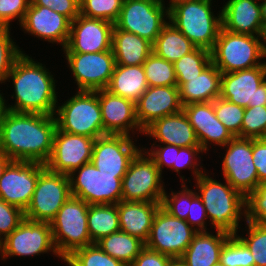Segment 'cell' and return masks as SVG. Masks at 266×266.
Masks as SVG:
<instances>
[{
    "label": "cell",
    "instance_id": "cell-1",
    "mask_svg": "<svg viewBox=\"0 0 266 266\" xmlns=\"http://www.w3.org/2000/svg\"><path fill=\"white\" fill-rule=\"evenodd\" d=\"M56 128L54 115L5 110L0 122V151L13 161L45 164Z\"/></svg>",
    "mask_w": 266,
    "mask_h": 266
},
{
    "label": "cell",
    "instance_id": "cell-2",
    "mask_svg": "<svg viewBox=\"0 0 266 266\" xmlns=\"http://www.w3.org/2000/svg\"><path fill=\"white\" fill-rule=\"evenodd\" d=\"M22 53L14 62L5 82L12 80L14 104L5 110L20 113L55 115L58 103L57 81L46 65ZM8 104V105H7Z\"/></svg>",
    "mask_w": 266,
    "mask_h": 266
},
{
    "label": "cell",
    "instance_id": "cell-3",
    "mask_svg": "<svg viewBox=\"0 0 266 266\" xmlns=\"http://www.w3.org/2000/svg\"><path fill=\"white\" fill-rule=\"evenodd\" d=\"M206 171L195 180V190L205 206L206 214L215 231L236 235L241 219H246V198L235 190L226 179L224 183ZM240 225V226H239Z\"/></svg>",
    "mask_w": 266,
    "mask_h": 266
},
{
    "label": "cell",
    "instance_id": "cell-4",
    "mask_svg": "<svg viewBox=\"0 0 266 266\" xmlns=\"http://www.w3.org/2000/svg\"><path fill=\"white\" fill-rule=\"evenodd\" d=\"M213 0H191L168 11V21L195 46L211 50L222 27L221 10L215 16Z\"/></svg>",
    "mask_w": 266,
    "mask_h": 266
},
{
    "label": "cell",
    "instance_id": "cell-5",
    "mask_svg": "<svg viewBox=\"0 0 266 266\" xmlns=\"http://www.w3.org/2000/svg\"><path fill=\"white\" fill-rule=\"evenodd\" d=\"M75 92L64 103H57L54 115L57 128L66 133L94 139L105 135L98 90Z\"/></svg>",
    "mask_w": 266,
    "mask_h": 266
},
{
    "label": "cell",
    "instance_id": "cell-6",
    "mask_svg": "<svg viewBox=\"0 0 266 266\" xmlns=\"http://www.w3.org/2000/svg\"><path fill=\"white\" fill-rule=\"evenodd\" d=\"M88 209L89 204L71 196L50 222L55 248L63 260L76 249L94 244L88 231Z\"/></svg>",
    "mask_w": 266,
    "mask_h": 266
},
{
    "label": "cell",
    "instance_id": "cell-7",
    "mask_svg": "<svg viewBox=\"0 0 266 266\" xmlns=\"http://www.w3.org/2000/svg\"><path fill=\"white\" fill-rule=\"evenodd\" d=\"M262 54L258 36L232 33L222 27L210 50L211 62L221 73L260 66Z\"/></svg>",
    "mask_w": 266,
    "mask_h": 266
},
{
    "label": "cell",
    "instance_id": "cell-8",
    "mask_svg": "<svg viewBox=\"0 0 266 266\" xmlns=\"http://www.w3.org/2000/svg\"><path fill=\"white\" fill-rule=\"evenodd\" d=\"M163 176L154 160L141 149L122 178L123 201L162 202L165 192Z\"/></svg>",
    "mask_w": 266,
    "mask_h": 266
},
{
    "label": "cell",
    "instance_id": "cell-9",
    "mask_svg": "<svg viewBox=\"0 0 266 266\" xmlns=\"http://www.w3.org/2000/svg\"><path fill=\"white\" fill-rule=\"evenodd\" d=\"M164 0H124L114 28L133 33L152 44L168 22Z\"/></svg>",
    "mask_w": 266,
    "mask_h": 266
},
{
    "label": "cell",
    "instance_id": "cell-10",
    "mask_svg": "<svg viewBox=\"0 0 266 266\" xmlns=\"http://www.w3.org/2000/svg\"><path fill=\"white\" fill-rule=\"evenodd\" d=\"M71 194L94 204H118L122 197V180L116 174L102 173L92 162L68 175Z\"/></svg>",
    "mask_w": 266,
    "mask_h": 266
},
{
    "label": "cell",
    "instance_id": "cell-11",
    "mask_svg": "<svg viewBox=\"0 0 266 266\" xmlns=\"http://www.w3.org/2000/svg\"><path fill=\"white\" fill-rule=\"evenodd\" d=\"M49 252L63 260L55 248L50 223L27 218L0 243V258L3 261L8 257H35Z\"/></svg>",
    "mask_w": 266,
    "mask_h": 266
},
{
    "label": "cell",
    "instance_id": "cell-12",
    "mask_svg": "<svg viewBox=\"0 0 266 266\" xmlns=\"http://www.w3.org/2000/svg\"><path fill=\"white\" fill-rule=\"evenodd\" d=\"M71 196L69 176L45 168L39 174L25 218L50 223Z\"/></svg>",
    "mask_w": 266,
    "mask_h": 266
},
{
    "label": "cell",
    "instance_id": "cell-13",
    "mask_svg": "<svg viewBox=\"0 0 266 266\" xmlns=\"http://www.w3.org/2000/svg\"><path fill=\"white\" fill-rule=\"evenodd\" d=\"M223 178L245 198L256 190L259 181L252 158V138L234 137L222 147Z\"/></svg>",
    "mask_w": 266,
    "mask_h": 266
},
{
    "label": "cell",
    "instance_id": "cell-14",
    "mask_svg": "<svg viewBox=\"0 0 266 266\" xmlns=\"http://www.w3.org/2000/svg\"><path fill=\"white\" fill-rule=\"evenodd\" d=\"M196 233L186 220L173 217L160 207L155 214L145 247L173 259L180 258Z\"/></svg>",
    "mask_w": 266,
    "mask_h": 266
},
{
    "label": "cell",
    "instance_id": "cell-15",
    "mask_svg": "<svg viewBox=\"0 0 266 266\" xmlns=\"http://www.w3.org/2000/svg\"><path fill=\"white\" fill-rule=\"evenodd\" d=\"M64 55L77 91L106 89L116 64L112 49L99 53L64 52Z\"/></svg>",
    "mask_w": 266,
    "mask_h": 266
},
{
    "label": "cell",
    "instance_id": "cell-16",
    "mask_svg": "<svg viewBox=\"0 0 266 266\" xmlns=\"http://www.w3.org/2000/svg\"><path fill=\"white\" fill-rule=\"evenodd\" d=\"M134 140V141H133ZM137 139L126 135L106 134L95 139L91 162L102 173L116 174L122 180L129 164L143 148Z\"/></svg>",
    "mask_w": 266,
    "mask_h": 266
},
{
    "label": "cell",
    "instance_id": "cell-17",
    "mask_svg": "<svg viewBox=\"0 0 266 266\" xmlns=\"http://www.w3.org/2000/svg\"><path fill=\"white\" fill-rule=\"evenodd\" d=\"M220 97L244 108L266 106V82L261 65L222 73Z\"/></svg>",
    "mask_w": 266,
    "mask_h": 266
},
{
    "label": "cell",
    "instance_id": "cell-18",
    "mask_svg": "<svg viewBox=\"0 0 266 266\" xmlns=\"http://www.w3.org/2000/svg\"><path fill=\"white\" fill-rule=\"evenodd\" d=\"M45 164L30 161H12L0 178V199L24 212L29 206L39 174Z\"/></svg>",
    "mask_w": 266,
    "mask_h": 266
},
{
    "label": "cell",
    "instance_id": "cell-19",
    "mask_svg": "<svg viewBox=\"0 0 266 266\" xmlns=\"http://www.w3.org/2000/svg\"><path fill=\"white\" fill-rule=\"evenodd\" d=\"M94 142V138L66 133L56 128L52 152L45 167L55 173L71 174L91 162Z\"/></svg>",
    "mask_w": 266,
    "mask_h": 266
},
{
    "label": "cell",
    "instance_id": "cell-20",
    "mask_svg": "<svg viewBox=\"0 0 266 266\" xmlns=\"http://www.w3.org/2000/svg\"><path fill=\"white\" fill-rule=\"evenodd\" d=\"M114 24L79 14L71 21V29L63 52L99 53L112 48Z\"/></svg>",
    "mask_w": 266,
    "mask_h": 266
},
{
    "label": "cell",
    "instance_id": "cell-21",
    "mask_svg": "<svg viewBox=\"0 0 266 266\" xmlns=\"http://www.w3.org/2000/svg\"><path fill=\"white\" fill-rule=\"evenodd\" d=\"M19 26L24 33L52 44H60L63 49L69 38L71 20L53 9L30 3Z\"/></svg>",
    "mask_w": 266,
    "mask_h": 266
},
{
    "label": "cell",
    "instance_id": "cell-22",
    "mask_svg": "<svg viewBox=\"0 0 266 266\" xmlns=\"http://www.w3.org/2000/svg\"><path fill=\"white\" fill-rule=\"evenodd\" d=\"M98 98L105 135L135 137L136 132L137 134H144L136 117V103L112 94L106 89L98 90ZM130 133H132V136Z\"/></svg>",
    "mask_w": 266,
    "mask_h": 266
},
{
    "label": "cell",
    "instance_id": "cell-23",
    "mask_svg": "<svg viewBox=\"0 0 266 266\" xmlns=\"http://www.w3.org/2000/svg\"><path fill=\"white\" fill-rule=\"evenodd\" d=\"M193 126L202 150L207 153L210 145L225 146L234 136L216 117L213 102L192 103L182 109Z\"/></svg>",
    "mask_w": 266,
    "mask_h": 266
},
{
    "label": "cell",
    "instance_id": "cell-24",
    "mask_svg": "<svg viewBox=\"0 0 266 266\" xmlns=\"http://www.w3.org/2000/svg\"><path fill=\"white\" fill-rule=\"evenodd\" d=\"M182 109L178 86L148 87L136 102V117L144 131L154 121Z\"/></svg>",
    "mask_w": 266,
    "mask_h": 266
},
{
    "label": "cell",
    "instance_id": "cell-25",
    "mask_svg": "<svg viewBox=\"0 0 266 266\" xmlns=\"http://www.w3.org/2000/svg\"><path fill=\"white\" fill-rule=\"evenodd\" d=\"M144 136L154 139L153 144H171L179 147L200 146L195 130L184 111L164 116L144 130Z\"/></svg>",
    "mask_w": 266,
    "mask_h": 266
},
{
    "label": "cell",
    "instance_id": "cell-26",
    "mask_svg": "<svg viewBox=\"0 0 266 266\" xmlns=\"http://www.w3.org/2000/svg\"><path fill=\"white\" fill-rule=\"evenodd\" d=\"M222 28L237 34L258 36L262 27L259 0H228L221 9Z\"/></svg>",
    "mask_w": 266,
    "mask_h": 266
},
{
    "label": "cell",
    "instance_id": "cell-27",
    "mask_svg": "<svg viewBox=\"0 0 266 266\" xmlns=\"http://www.w3.org/2000/svg\"><path fill=\"white\" fill-rule=\"evenodd\" d=\"M161 202L123 201L117 204L120 231L147 241Z\"/></svg>",
    "mask_w": 266,
    "mask_h": 266
},
{
    "label": "cell",
    "instance_id": "cell-28",
    "mask_svg": "<svg viewBox=\"0 0 266 266\" xmlns=\"http://www.w3.org/2000/svg\"><path fill=\"white\" fill-rule=\"evenodd\" d=\"M221 78V71L212 62L200 75L186 78V82L179 86L182 105L213 102L220 97Z\"/></svg>",
    "mask_w": 266,
    "mask_h": 266
},
{
    "label": "cell",
    "instance_id": "cell-29",
    "mask_svg": "<svg viewBox=\"0 0 266 266\" xmlns=\"http://www.w3.org/2000/svg\"><path fill=\"white\" fill-rule=\"evenodd\" d=\"M230 236L221 231L197 232L180 260L185 266H213L219 263L221 249Z\"/></svg>",
    "mask_w": 266,
    "mask_h": 266
},
{
    "label": "cell",
    "instance_id": "cell-30",
    "mask_svg": "<svg viewBox=\"0 0 266 266\" xmlns=\"http://www.w3.org/2000/svg\"><path fill=\"white\" fill-rule=\"evenodd\" d=\"M111 49L115 63L124 66L143 65L153 52L152 43L147 39L119 28L113 29Z\"/></svg>",
    "mask_w": 266,
    "mask_h": 266
},
{
    "label": "cell",
    "instance_id": "cell-31",
    "mask_svg": "<svg viewBox=\"0 0 266 266\" xmlns=\"http://www.w3.org/2000/svg\"><path fill=\"white\" fill-rule=\"evenodd\" d=\"M148 87L143 65L124 66L115 64L106 90L136 103Z\"/></svg>",
    "mask_w": 266,
    "mask_h": 266
},
{
    "label": "cell",
    "instance_id": "cell-32",
    "mask_svg": "<svg viewBox=\"0 0 266 266\" xmlns=\"http://www.w3.org/2000/svg\"><path fill=\"white\" fill-rule=\"evenodd\" d=\"M197 48L169 21L152 44V51L159 57L174 63Z\"/></svg>",
    "mask_w": 266,
    "mask_h": 266
},
{
    "label": "cell",
    "instance_id": "cell-33",
    "mask_svg": "<svg viewBox=\"0 0 266 266\" xmlns=\"http://www.w3.org/2000/svg\"><path fill=\"white\" fill-rule=\"evenodd\" d=\"M96 244L106 254L121 261L126 266H131L135 258L145 247V243L139 238L120 230L102 237Z\"/></svg>",
    "mask_w": 266,
    "mask_h": 266
},
{
    "label": "cell",
    "instance_id": "cell-34",
    "mask_svg": "<svg viewBox=\"0 0 266 266\" xmlns=\"http://www.w3.org/2000/svg\"><path fill=\"white\" fill-rule=\"evenodd\" d=\"M87 225L93 243L120 230L117 204L89 205Z\"/></svg>",
    "mask_w": 266,
    "mask_h": 266
},
{
    "label": "cell",
    "instance_id": "cell-35",
    "mask_svg": "<svg viewBox=\"0 0 266 266\" xmlns=\"http://www.w3.org/2000/svg\"><path fill=\"white\" fill-rule=\"evenodd\" d=\"M211 63L210 50L197 47L194 51L184 55L173 63L177 77V86L186 82V78H193Z\"/></svg>",
    "mask_w": 266,
    "mask_h": 266
},
{
    "label": "cell",
    "instance_id": "cell-36",
    "mask_svg": "<svg viewBox=\"0 0 266 266\" xmlns=\"http://www.w3.org/2000/svg\"><path fill=\"white\" fill-rule=\"evenodd\" d=\"M149 87L177 86L174 65L152 52L143 63Z\"/></svg>",
    "mask_w": 266,
    "mask_h": 266
},
{
    "label": "cell",
    "instance_id": "cell-37",
    "mask_svg": "<svg viewBox=\"0 0 266 266\" xmlns=\"http://www.w3.org/2000/svg\"><path fill=\"white\" fill-rule=\"evenodd\" d=\"M63 262L68 266H126L106 254L96 243L76 249Z\"/></svg>",
    "mask_w": 266,
    "mask_h": 266
},
{
    "label": "cell",
    "instance_id": "cell-38",
    "mask_svg": "<svg viewBox=\"0 0 266 266\" xmlns=\"http://www.w3.org/2000/svg\"><path fill=\"white\" fill-rule=\"evenodd\" d=\"M246 222V236L236 233V236L248 247L255 261V266H266V227H261L252 221ZM248 227V228H247Z\"/></svg>",
    "mask_w": 266,
    "mask_h": 266
},
{
    "label": "cell",
    "instance_id": "cell-39",
    "mask_svg": "<svg viewBox=\"0 0 266 266\" xmlns=\"http://www.w3.org/2000/svg\"><path fill=\"white\" fill-rule=\"evenodd\" d=\"M124 0H79L80 14L84 17L103 19L111 23L119 17Z\"/></svg>",
    "mask_w": 266,
    "mask_h": 266
},
{
    "label": "cell",
    "instance_id": "cell-40",
    "mask_svg": "<svg viewBox=\"0 0 266 266\" xmlns=\"http://www.w3.org/2000/svg\"><path fill=\"white\" fill-rule=\"evenodd\" d=\"M216 117L224 124L234 137L241 138V125L245 108L221 97L213 101Z\"/></svg>",
    "mask_w": 266,
    "mask_h": 266
},
{
    "label": "cell",
    "instance_id": "cell-41",
    "mask_svg": "<svg viewBox=\"0 0 266 266\" xmlns=\"http://www.w3.org/2000/svg\"><path fill=\"white\" fill-rule=\"evenodd\" d=\"M219 262L224 266H255L248 247L236 235H231L224 243Z\"/></svg>",
    "mask_w": 266,
    "mask_h": 266
},
{
    "label": "cell",
    "instance_id": "cell-42",
    "mask_svg": "<svg viewBox=\"0 0 266 266\" xmlns=\"http://www.w3.org/2000/svg\"><path fill=\"white\" fill-rule=\"evenodd\" d=\"M205 153L200 146H191V147H180L179 151H176V158L175 163H173L172 171L176 172L177 175L181 178L180 180L182 183H186L188 179H185L184 175H180L182 169H191L192 171V177L195 179L199 177L201 174H203L206 171V168H203V164H201L203 160H200ZM197 157V158H196ZM199 160V161H198ZM200 169H199V168Z\"/></svg>",
    "mask_w": 266,
    "mask_h": 266
},
{
    "label": "cell",
    "instance_id": "cell-43",
    "mask_svg": "<svg viewBox=\"0 0 266 266\" xmlns=\"http://www.w3.org/2000/svg\"><path fill=\"white\" fill-rule=\"evenodd\" d=\"M11 28H3L0 31V84L5 81L16 59L25 51H22L11 36Z\"/></svg>",
    "mask_w": 266,
    "mask_h": 266
},
{
    "label": "cell",
    "instance_id": "cell-44",
    "mask_svg": "<svg viewBox=\"0 0 266 266\" xmlns=\"http://www.w3.org/2000/svg\"><path fill=\"white\" fill-rule=\"evenodd\" d=\"M180 191L168 193L166 190L163 194L161 207L171 216L186 220L191 205V189L187 183H181Z\"/></svg>",
    "mask_w": 266,
    "mask_h": 266
},
{
    "label": "cell",
    "instance_id": "cell-45",
    "mask_svg": "<svg viewBox=\"0 0 266 266\" xmlns=\"http://www.w3.org/2000/svg\"><path fill=\"white\" fill-rule=\"evenodd\" d=\"M241 138H266V106L245 108Z\"/></svg>",
    "mask_w": 266,
    "mask_h": 266
},
{
    "label": "cell",
    "instance_id": "cell-46",
    "mask_svg": "<svg viewBox=\"0 0 266 266\" xmlns=\"http://www.w3.org/2000/svg\"><path fill=\"white\" fill-rule=\"evenodd\" d=\"M246 220L266 227V182L258 184L246 198Z\"/></svg>",
    "mask_w": 266,
    "mask_h": 266
},
{
    "label": "cell",
    "instance_id": "cell-47",
    "mask_svg": "<svg viewBox=\"0 0 266 266\" xmlns=\"http://www.w3.org/2000/svg\"><path fill=\"white\" fill-rule=\"evenodd\" d=\"M25 219V212L0 199V243Z\"/></svg>",
    "mask_w": 266,
    "mask_h": 266
},
{
    "label": "cell",
    "instance_id": "cell-48",
    "mask_svg": "<svg viewBox=\"0 0 266 266\" xmlns=\"http://www.w3.org/2000/svg\"><path fill=\"white\" fill-rule=\"evenodd\" d=\"M31 0H0V26L2 28H12L11 22L18 20L21 24L25 13L29 8Z\"/></svg>",
    "mask_w": 266,
    "mask_h": 266
},
{
    "label": "cell",
    "instance_id": "cell-49",
    "mask_svg": "<svg viewBox=\"0 0 266 266\" xmlns=\"http://www.w3.org/2000/svg\"><path fill=\"white\" fill-rule=\"evenodd\" d=\"M179 146L171 144H152L151 147L146 150V147L142 148L147 154L154 160L156 166L163 175V169H172L173 163H175L176 151H179Z\"/></svg>",
    "mask_w": 266,
    "mask_h": 266
},
{
    "label": "cell",
    "instance_id": "cell-50",
    "mask_svg": "<svg viewBox=\"0 0 266 266\" xmlns=\"http://www.w3.org/2000/svg\"><path fill=\"white\" fill-rule=\"evenodd\" d=\"M188 212L186 222L197 232H208L207 223L209 222L205 206L193 188L191 189V205Z\"/></svg>",
    "mask_w": 266,
    "mask_h": 266
},
{
    "label": "cell",
    "instance_id": "cell-51",
    "mask_svg": "<svg viewBox=\"0 0 266 266\" xmlns=\"http://www.w3.org/2000/svg\"><path fill=\"white\" fill-rule=\"evenodd\" d=\"M33 5L53 9L73 21L80 14L79 0H31Z\"/></svg>",
    "mask_w": 266,
    "mask_h": 266
},
{
    "label": "cell",
    "instance_id": "cell-52",
    "mask_svg": "<svg viewBox=\"0 0 266 266\" xmlns=\"http://www.w3.org/2000/svg\"><path fill=\"white\" fill-rule=\"evenodd\" d=\"M252 158L259 184L266 182V138H252Z\"/></svg>",
    "mask_w": 266,
    "mask_h": 266
},
{
    "label": "cell",
    "instance_id": "cell-53",
    "mask_svg": "<svg viewBox=\"0 0 266 266\" xmlns=\"http://www.w3.org/2000/svg\"><path fill=\"white\" fill-rule=\"evenodd\" d=\"M173 258L144 247L131 266H168Z\"/></svg>",
    "mask_w": 266,
    "mask_h": 266
},
{
    "label": "cell",
    "instance_id": "cell-54",
    "mask_svg": "<svg viewBox=\"0 0 266 266\" xmlns=\"http://www.w3.org/2000/svg\"><path fill=\"white\" fill-rule=\"evenodd\" d=\"M12 161L13 160L9 156L0 151V178L2 177L4 170Z\"/></svg>",
    "mask_w": 266,
    "mask_h": 266
},
{
    "label": "cell",
    "instance_id": "cell-55",
    "mask_svg": "<svg viewBox=\"0 0 266 266\" xmlns=\"http://www.w3.org/2000/svg\"><path fill=\"white\" fill-rule=\"evenodd\" d=\"M260 48L263 54L266 53V25H262L259 35Z\"/></svg>",
    "mask_w": 266,
    "mask_h": 266
},
{
    "label": "cell",
    "instance_id": "cell-56",
    "mask_svg": "<svg viewBox=\"0 0 266 266\" xmlns=\"http://www.w3.org/2000/svg\"><path fill=\"white\" fill-rule=\"evenodd\" d=\"M261 2H260V6H261V13H262V25H266V0H262Z\"/></svg>",
    "mask_w": 266,
    "mask_h": 266
},
{
    "label": "cell",
    "instance_id": "cell-57",
    "mask_svg": "<svg viewBox=\"0 0 266 266\" xmlns=\"http://www.w3.org/2000/svg\"><path fill=\"white\" fill-rule=\"evenodd\" d=\"M187 1H191V0H169V3L167 4V6L165 5V7L169 11L173 7H175L177 4H180V3H183V2H187Z\"/></svg>",
    "mask_w": 266,
    "mask_h": 266
},
{
    "label": "cell",
    "instance_id": "cell-58",
    "mask_svg": "<svg viewBox=\"0 0 266 266\" xmlns=\"http://www.w3.org/2000/svg\"><path fill=\"white\" fill-rule=\"evenodd\" d=\"M1 91L2 90H0V122H1L2 115L5 111L4 94Z\"/></svg>",
    "mask_w": 266,
    "mask_h": 266
},
{
    "label": "cell",
    "instance_id": "cell-59",
    "mask_svg": "<svg viewBox=\"0 0 266 266\" xmlns=\"http://www.w3.org/2000/svg\"><path fill=\"white\" fill-rule=\"evenodd\" d=\"M168 266H185V264L180 260V258H174L170 261Z\"/></svg>",
    "mask_w": 266,
    "mask_h": 266
},
{
    "label": "cell",
    "instance_id": "cell-60",
    "mask_svg": "<svg viewBox=\"0 0 266 266\" xmlns=\"http://www.w3.org/2000/svg\"><path fill=\"white\" fill-rule=\"evenodd\" d=\"M262 59H266V53L265 54H262ZM261 67H262V70H263V76H264V79H265V82H266V60L264 61H261Z\"/></svg>",
    "mask_w": 266,
    "mask_h": 266
},
{
    "label": "cell",
    "instance_id": "cell-61",
    "mask_svg": "<svg viewBox=\"0 0 266 266\" xmlns=\"http://www.w3.org/2000/svg\"><path fill=\"white\" fill-rule=\"evenodd\" d=\"M213 266H224V265L219 262V263H217V264H215Z\"/></svg>",
    "mask_w": 266,
    "mask_h": 266
}]
</instances>
